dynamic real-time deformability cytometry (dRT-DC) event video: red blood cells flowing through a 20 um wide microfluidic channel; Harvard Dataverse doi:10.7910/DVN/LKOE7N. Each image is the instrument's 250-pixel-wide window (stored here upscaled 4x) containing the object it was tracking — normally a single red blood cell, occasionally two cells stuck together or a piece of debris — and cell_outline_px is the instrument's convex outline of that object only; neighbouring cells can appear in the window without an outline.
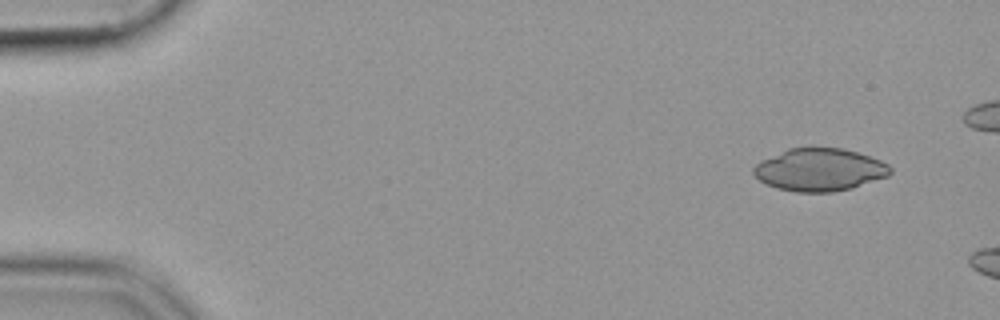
{"species": "common noctule bat (a hibernating species)", "species_latin": "Nyctalus noctula", "temperature_condition": "cold", "stored_images_in_passage": 7, "camera_frame_rate_fps": 3000, "um_per_image_px": 0.085, "animal": {"sex": "female", "body_mass_g": 19.9}, "frame": {"image": 1, "passage_image": 2, "time_ms": 0.333, "image_size_px": [1000, 320], "cell_outline_px": [[892, 172], [888, 176], [852, 188], [832, 192], [796, 192], [776, 188], [760, 180], [752, 172], [752, 168], [760, 160], [788, 148], [844, 148], [880, 160], [888, 164], [892, 168]], "centroid_in_image_um": [69.66, 14.43], "position_along_channel_um": 15.3, "area_um2": 33.93}}